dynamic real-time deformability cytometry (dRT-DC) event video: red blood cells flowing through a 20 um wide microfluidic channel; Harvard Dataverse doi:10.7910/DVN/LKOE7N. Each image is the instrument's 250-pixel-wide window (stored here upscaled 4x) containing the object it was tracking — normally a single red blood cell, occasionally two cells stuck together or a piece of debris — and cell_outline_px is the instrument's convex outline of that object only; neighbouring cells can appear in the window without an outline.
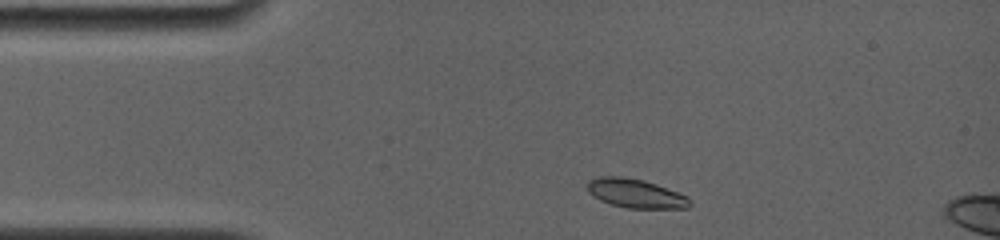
{"species": "common noctule bat (a hibernating species)", "species_latin": "Nyctalus noctula", "temperature_condition": "room temperature", "stored_images_in_passage": 3, "camera_frame_rate_fps": 4000, "um_per_image_px": 0.085, "animal": {"sex": "female", "body_mass_g": 19.0, "forearm_length_mm": 56.7}, "frame": {"image": 1, "passage_image": 1, "time_ms": 0.0, "image_size_px": [1000, 240], "cell_outline_px": [[692, 204], [688, 208], [628, 208], [612, 204], [600, 200], [588, 192], [588, 180], [600, 176], [620, 176], [644, 180], [656, 184], [688, 196]], "centroid_in_image_um": [54.04, 16.44], "position_along_channel_um": 31.0, "area_um2": 17.22}}